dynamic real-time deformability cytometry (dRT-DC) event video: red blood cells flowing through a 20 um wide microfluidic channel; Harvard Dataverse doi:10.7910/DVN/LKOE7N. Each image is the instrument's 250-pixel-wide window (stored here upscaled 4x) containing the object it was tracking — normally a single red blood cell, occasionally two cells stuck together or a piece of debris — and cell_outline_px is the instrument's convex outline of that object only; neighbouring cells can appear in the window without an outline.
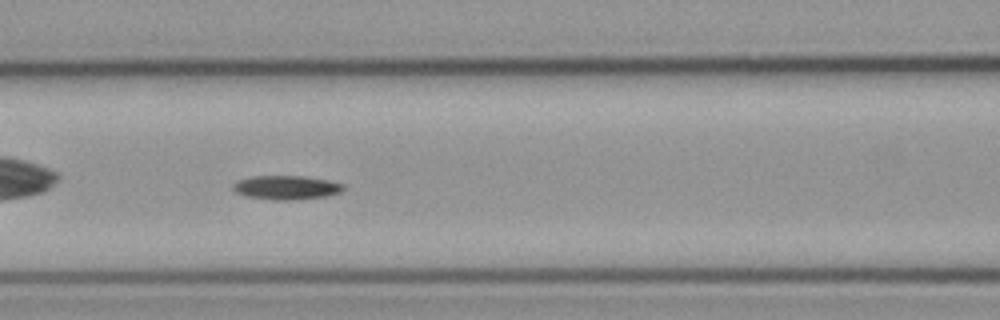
{"species": "common noctule bat (a hibernating species)", "species_latin": "Nyctalus noctula", "temperature_condition": "cold", "stored_images_in_passage": 40, "camera_frame_rate_fps": 3000, "um_per_image_px": 0.085, "animal": {"sex": "male", "body_mass_g": 23.1, "forearm_length_mm": 52.7}, "frame": {"image": 1, "passage_image": 8, "time_ms": 2.333, "image_size_px": [1000, 320], "cell_outline_px": [[344, 188], [340, 192], [328, 196], [292, 200], [272, 200], [244, 196], [236, 192], [232, 188], [232, 184], [236, 180], [252, 176], [304, 176], [328, 180], [344, 184]], "centroid_in_image_um": [24.3, 15.94], "position_along_channel_um": 142.3, "area_um2": 15.61}}
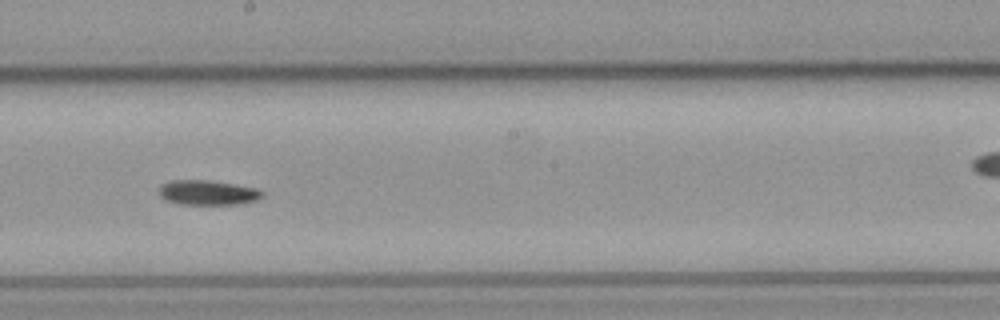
{"frame": {"image": 2, "passage_image": 15, "time_ms": 4.667, "image_size_px": [1000, 320], "cell_outline_px": [[264, 196], [256, 200], [240, 204], [180, 204], [164, 200], [160, 196], [160, 188], [164, 184], [172, 180], [208, 180], [260, 188], [264, 192]], "centroid_in_image_um": [17.71, 16.37], "position_along_channel_um": 230.5, "area_um2": 14.97}}
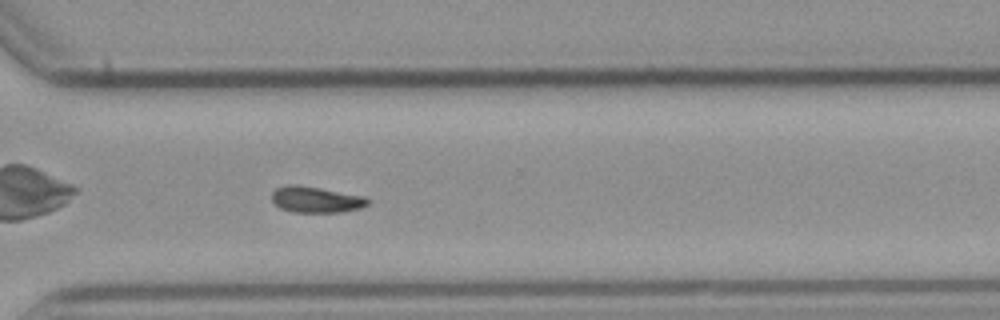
{"frame": {"image": 3, "passage_image": 24, "time_ms": 7.667, "image_size_px": [1000, 320], "cell_outline_px": [[372, 200], [368, 204], [360, 208], [340, 212], [292, 212], [280, 208], [272, 200], [272, 192], [276, 188], [284, 184], [296, 184], [320, 188], [364, 196]], "centroid_in_image_um": [26.85, 16.95], "position_along_channel_um": 343.8, "area_um2": 14.68}, "authors_computed_cell_mechanics": {"area_um2": 14.7968, "velocity_mm_per_s": 3.7879, "shape_relaxation_time_tau1_ms": 10.5516, "shape_relaxation_time_tau2_ms": null, "deformation_change_tau1": 0.1571, "deformation_change_tau2": null}}